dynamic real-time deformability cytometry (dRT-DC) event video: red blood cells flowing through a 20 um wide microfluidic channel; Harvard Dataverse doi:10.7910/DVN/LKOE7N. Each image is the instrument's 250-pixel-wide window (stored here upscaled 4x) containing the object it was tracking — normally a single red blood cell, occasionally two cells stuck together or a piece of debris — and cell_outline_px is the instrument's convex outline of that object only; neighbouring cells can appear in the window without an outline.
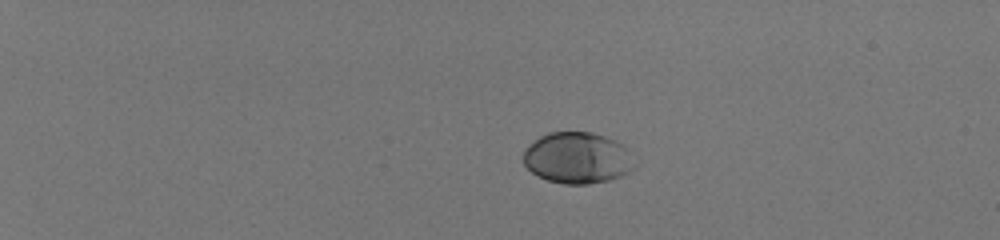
{"species": "human", "species_latin": "Homo sapiens", "temperature_condition": "room temperature", "stored_images_in_passage": 43, "camera_frame_rate_fps": 3000, "um_per_image_px": 0.085, "donor": {"sex": "male"}, "frame": {"image": 1, "passage_image": 1, "time_ms": 0.0, "image_size_px": [1000, 240], "cell_outline_px": [[640, 160], [636, 168], [620, 176], [608, 180], [588, 184], [564, 184], [548, 180], [536, 176], [524, 164], [524, 148], [528, 144], [540, 136], [548, 132], [592, 132], [604, 136], [624, 144]], "centroid_in_image_um": [49.15, 13.42], "position_along_channel_um": 35.8, "area_um2": 33.99}}
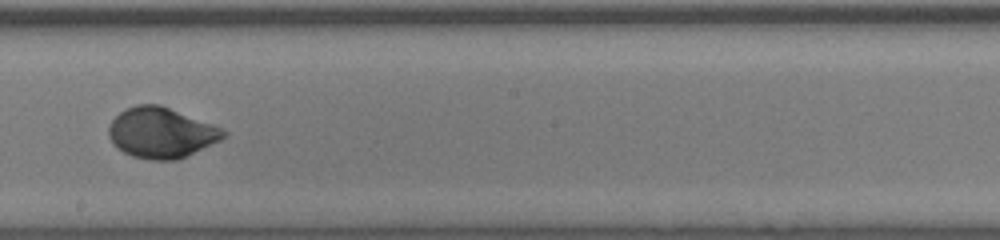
{"frame": {"image": 2, "passage_image": 25, "time_ms": 8.0, "image_size_px": [1000, 240], "cell_outline_px": [[228, 132], [220, 140], [176, 160], [152, 160], [132, 156], [124, 152], [112, 144], [108, 136], [108, 128], [112, 120], [124, 108], [136, 104], [160, 104], [224, 128]], "centroid_in_image_um": [13.68, 11.26], "position_along_channel_um": 234.5, "area_um2": 33.81}}
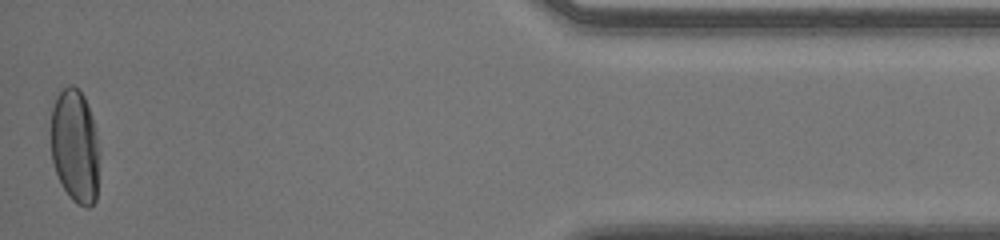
{"frame": {"image": 3, "passage_image": 43, "time_ms": 14.0, "image_size_px": [1000, 240], "cell_outline_px": [[100, 152], [96, 200], [88, 208], [84, 208], [76, 204], [72, 200], [64, 188], [56, 172], [52, 160], [52, 108], [56, 96], [68, 84], [72, 84], [84, 96], [92, 116], [96, 132]], "centroid_in_image_um": [6.41, 12.44], "position_along_channel_um": 428.8, "area_um2": 32.25}, "authors_computed_cell_mechanics": {"area_um2": 32.657, "velocity_mm_per_s": 4.061, "shape_relaxation_time_tau1_ms": 3.2973, "shape_relaxation_time_tau2_ms": null, "deformation_change_tau1": 0.1746, "deformation_change_tau2": null}}